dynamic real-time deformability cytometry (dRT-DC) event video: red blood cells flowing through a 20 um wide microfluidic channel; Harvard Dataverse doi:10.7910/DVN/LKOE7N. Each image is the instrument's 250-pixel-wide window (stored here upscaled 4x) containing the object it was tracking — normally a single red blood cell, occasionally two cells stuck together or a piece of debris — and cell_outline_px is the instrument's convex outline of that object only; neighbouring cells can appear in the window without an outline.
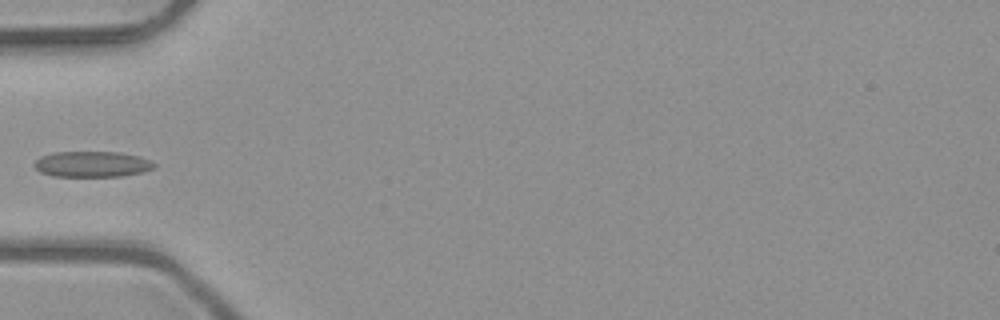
{"species": "common noctule bat (a hibernating species)", "species_latin": "Nyctalus noctula", "temperature_condition": "room temperature", "stored_images_in_passage": 4, "camera_frame_rate_fps": 3000, "um_per_image_px": 0.085, "animal": {"sex": "male", "body_mass_g": 23.1, "forearm_length_mm": 52.7}, "frame": {"image": 1, "passage_image": 3, "time_ms": 0.667, "image_size_px": [1000, 320], "cell_outline_px": [[156, 168], [144, 172], [120, 176], [52, 176], [40, 172], [32, 164], [40, 156], [52, 152], [116, 152], [140, 156], [156, 164]], "centroid_in_image_um": [7.82, 13.95], "position_along_channel_um": 77.2, "area_um2": 18.09}}
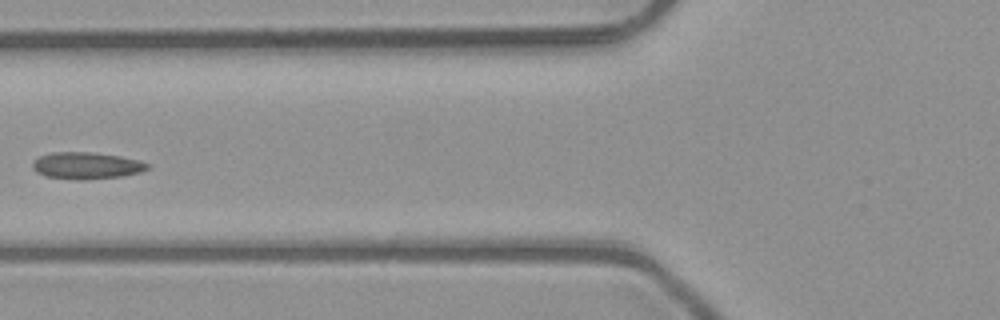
{"frame": {"image": 2, "passage_image": 4, "time_ms": 1.0, "image_size_px": [1000, 320], "cell_outline_px": [[152, 164], [148, 168], [140, 172], [120, 176], [84, 180], [76, 180], [44, 176], [36, 172], [32, 168], [32, 160], [40, 156], [52, 152], [92, 152], [120, 156], [140, 160]], "centroid_in_image_um": [7.33, 14.07], "position_along_channel_um": 118.5, "area_um2": 18.15}}